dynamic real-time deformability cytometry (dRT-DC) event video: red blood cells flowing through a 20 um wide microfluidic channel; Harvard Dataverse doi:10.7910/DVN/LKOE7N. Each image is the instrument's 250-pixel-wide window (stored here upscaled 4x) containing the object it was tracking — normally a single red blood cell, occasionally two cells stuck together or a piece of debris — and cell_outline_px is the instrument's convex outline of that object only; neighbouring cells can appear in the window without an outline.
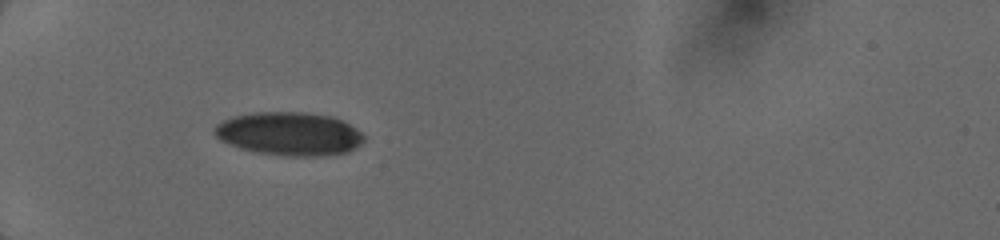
{"species": "human", "species_latin": "Homo sapiens", "temperature_condition": "cold", "stored_images_in_passage": 12, "camera_frame_rate_fps": 3000, "um_per_image_px": 0.085, "donor": {"sex": "female"}, "frame": {"image": 1, "passage_image": 9, "time_ms": 6.333, "image_size_px": [1000, 240], "cell_outline_px": [[364, 140], [360, 144], [344, 152], [324, 156], [288, 156], [256, 152], [240, 148], [220, 140], [212, 132], [212, 128], [216, 124], [232, 116], [252, 112], [308, 112], [332, 116], [348, 124], [360, 132], [364, 136]], "centroid_in_image_um": [24.53, 11.36], "position_along_channel_um": 60.5, "area_um2": 37.74}}